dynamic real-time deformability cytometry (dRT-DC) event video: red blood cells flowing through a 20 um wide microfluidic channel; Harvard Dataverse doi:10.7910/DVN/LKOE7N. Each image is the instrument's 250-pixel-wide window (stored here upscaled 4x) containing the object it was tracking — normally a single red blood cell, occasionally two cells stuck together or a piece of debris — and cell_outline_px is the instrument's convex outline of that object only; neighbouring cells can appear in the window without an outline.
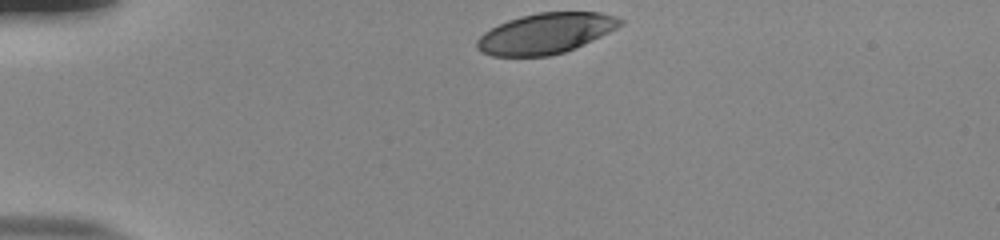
{"species": "human", "species_latin": "Homo sapiens", "temperature_condition": "room temperature", "stored_images_in_passage": 33, "camera_frame_rate_fps": 3000, "um_per_image_px": 0.085, "donor": {"sex": "male"}, "frame": {"image": 1, "passage_image": 1, "time_ms": 0.0, "image_size_px": [1000, 240], "cell_outline_px": [[624, 24], [592, 40], [564, 52], [548, 56], [492, 56], [480, 52], [476, 48], [476, 40], [484, 32], [508, 20], [520, 16], [536, 12], [600, 12], [616, 16], [624, 20]], "centroid_in_image_um": [46.36, 2.83], "position_along_channel_um": 38.6, "area_um2": 33.76}}
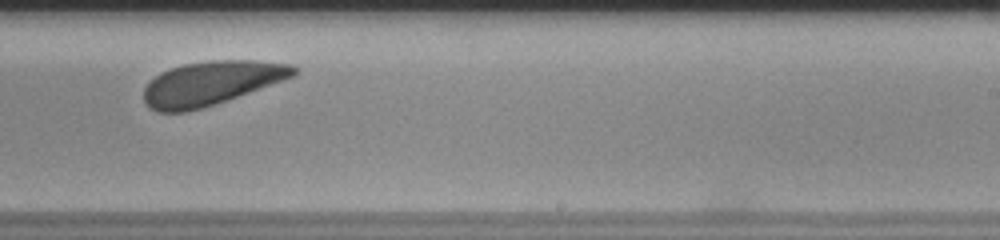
{"frame": {"image": 2, "passage_image": 24, "time_ms": 7.667, "image_size_px": [1000, 240], "cell_outline_px": [[300, 68], [292, 76], [284, 80], [200, 108], [184, 112], [156, 112], [148, 108], [144, 104], [144, 88], [160, 72], [184, 64], [208, 60], [256, 60], [292, 64]], "centroid_in_image_um": [17.93, 7.05], "position_along_channel_um": 271.1, "area_um2": 37.97}}
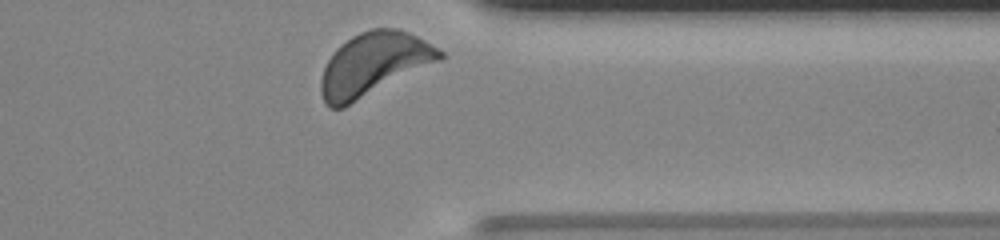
{"frame": {"image": 3, "passage_image": 33, "time_ms": 10.667, "image_size_px": [1000, 240], "cell_outline_px": [[444, 56], [440, 60], [344, 108], [328, 108], [320, 92], [320, 80], [324, 68], [328, 60], [336, 48], [352, 36], [360, 32], [372, 28], [396, 28], [408, 32], [424, 40], [444, 52]], "centroid_in_image_um": [31.73, 5.47], "position_along_channel_um": 379.7, "area_um2": 43.41}, "authors_computed_cell_mechanics": {"area_um2": 38.0902, "velocity_mm_per_s": 3.7057, "shape_relaxation_time_tau1_ms": 0.9015, "shape_relaxation_time_tau2_ms": 3.5524, "deformation_change_tau1": 0.0458, "deformation_change_tau2": 0.113}}